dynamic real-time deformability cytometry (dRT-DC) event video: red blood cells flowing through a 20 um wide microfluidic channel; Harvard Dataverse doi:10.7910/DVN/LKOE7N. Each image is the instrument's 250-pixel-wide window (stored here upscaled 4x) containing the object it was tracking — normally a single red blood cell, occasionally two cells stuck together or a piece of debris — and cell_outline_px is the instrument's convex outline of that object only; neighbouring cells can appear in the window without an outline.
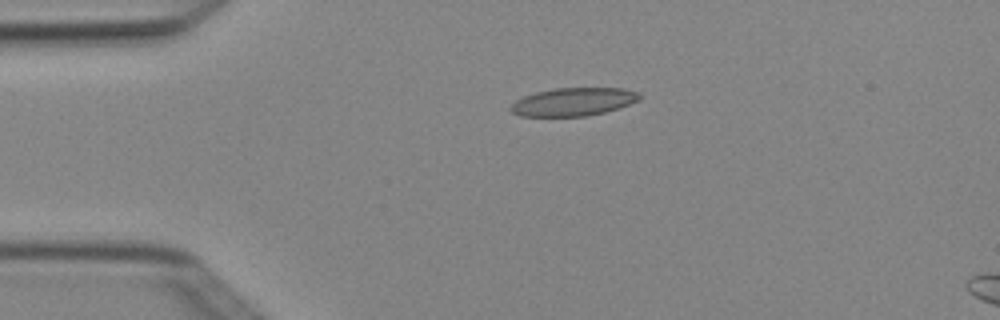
{"species": "Egyptian fruit bat (a non-hibernating species)", "species_latin": "Rousettus aegyptiacus", "temperature_condition": "cold", "stored_images_in_passage": 6, "camera_frame_rate_fps": 3000, "um_per_image_px": 0.085, "animal": {"sex": "female"}, "frame": {"image": 1, "passage_image": 4, "time_ms": 1.0, "image_size_px": [1000, 320], "cell_outline_px": [[640, 100], [604, 112], [584, 116], [520, 116], [512, 112], [508, 108], [516, 100], [524, 96], [536, 92], [556, 88], [624, 88], [640, 92]], "centroid_in_image_um": [48.73, 8.65], "position_along_channel_um": 36.3, "area_um2": 20.98}}